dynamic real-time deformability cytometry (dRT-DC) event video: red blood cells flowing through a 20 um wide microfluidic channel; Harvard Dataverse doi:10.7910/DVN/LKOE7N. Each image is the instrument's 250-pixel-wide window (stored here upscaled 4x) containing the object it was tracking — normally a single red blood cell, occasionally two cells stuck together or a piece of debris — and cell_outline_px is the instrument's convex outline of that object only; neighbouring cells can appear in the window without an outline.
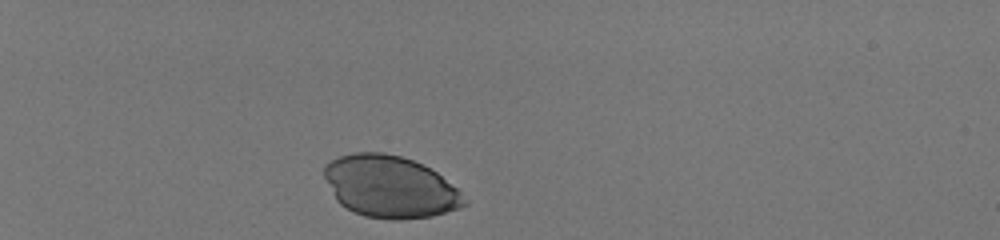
{"species": "human", "species_latin": "Homo sapiens", "temperature_condition": "room temperature", "stored_images_in_passage": 34, "camera_frame_rate_fps": 3000, "um_per_image_px": 0.085, "donor": {"sex": "male"}, "frame": {"image": 1, "passage_image": 1, "time_ms": 0.0, "image_size_px": [1000, 240], "cell_outline_px": [[468, 204], [460, 208], [432, 216], [400, 220], [392, 220], [364, 216], [352, 212], [340, 204], [336, 200], [324, 176], [324, 164], [340, 156], [356, 152], [384, 152], [400, 156], [412, 160], [436, 172], [456, 188], [468, 200]], "centroid_in_image_um": [33.14, 15.89], "position_along_channel_um": 51.9, "area_um2": 50.58}}
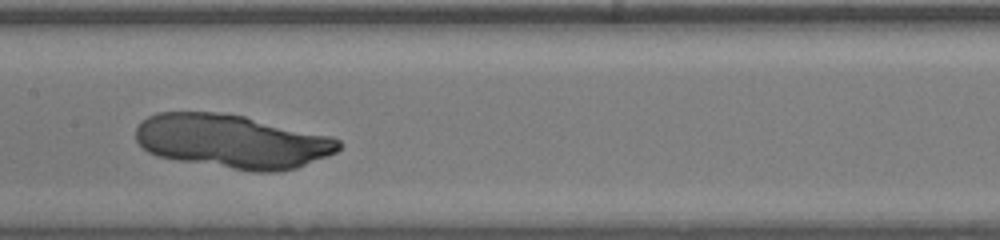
{"frame": {"image": 2, "passage_image": 16, "time_ms": 5.0, "image_size_px": [1000, 240], "cell_outline_px": [[340, 148], [336, 152], [328, 156], [296, 168], [276, 172], [252, 172], [156, 156], [148, 152], [136, 140], [136, 128], [148, 116], [156, 112], [220, 112], [244, 116], [332, 136], [340, 140]], "centroid_in_image_um": [19.75, 12.02], "position_along_channel_um": 187.7, "area_um2": 63.58}}
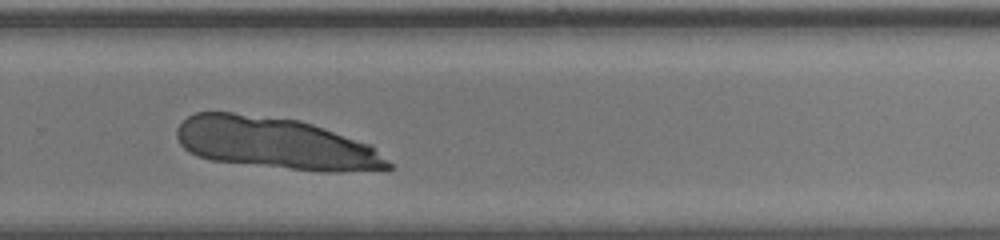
{"frame": {"image": 3, "passage_image": 25, "time_ms": 8.0, "image_size_px": [1000, 240], "cell_outline_px": [[392, 168], [340, 172], [324, 172], [212, 160], [196, 156], [188, 152], [180, 144], [176, 136], [176, 128], [188, 116], [196, 112], [232, 112], [300, 120], [372, 144], [392, 164]], "centroid_in_image_um": [23.42, 12.18], "position_along_channel_um": 306.4, "area_um2": 63.64}}